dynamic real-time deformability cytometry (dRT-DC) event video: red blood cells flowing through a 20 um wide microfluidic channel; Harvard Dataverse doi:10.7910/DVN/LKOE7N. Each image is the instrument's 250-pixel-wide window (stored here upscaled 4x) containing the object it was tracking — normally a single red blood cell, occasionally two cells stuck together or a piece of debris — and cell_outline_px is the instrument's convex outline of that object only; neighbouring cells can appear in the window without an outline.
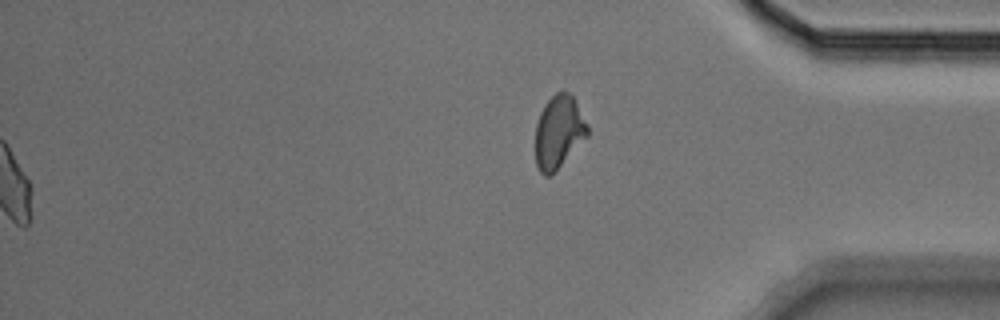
{"species": "Egyptian fruit bat (a non-hibernating species)", "species_latin": "Rousettus aegyptiacus", "temperature_condition": "cold", "stored_images_in_passage": 57, "segment_of_instrument_passage": [2, 2], "camera_frame_rate_fps": 3000, "um_per_image_px": 0.085, "animal": {"sex": "male"}, "frame": {"image": 1, "passage_image": 57, "time_ms": 18.667, "image_size_px": [1000, 320], "cell_outline_px": [[588, 136], [548, 176], [544, 176], [540, 172], [536, 164], [536, 124], [540, 112], [544, 104], [556, 92], [568, 92], [572, 96], [588, 124]], "centroid_in_image_um": [47.48, 11.18], "position_along_channel_um": 387.7, "area_um2": 21.62}}